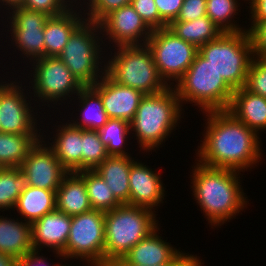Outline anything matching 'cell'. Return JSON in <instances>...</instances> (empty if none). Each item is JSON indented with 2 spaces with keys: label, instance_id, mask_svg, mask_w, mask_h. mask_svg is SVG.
Listing matches in <instances>:
<instances>
[{
  "label": "cell",
  "instance_id": "1",
  "mask_svg": "<svg viewBox=\"0 0 266 266\" xmlns=\"http://www.w3.org/2000/svg\"><path fill=\"white\" fill-rule=\"evenodd\" d=\"M204 113L206 118L208 117L205 119L206 131L204 130V139L202 138L200 141L202 143L196 150L195 160L209 167L240 172L257 166L263 155L260 135L235 118L228 110Z\"/></svg>",
  "mask_w": 266,
  "mask_h": 266
},
{
  "label": "cell",
  "instance_id": "2",
  "mask_svg": "<svg viewBox=\"0 0 266 266\" xmlns=\"http://www.w3.org/2000/svg\"><path fill=\"white\" fill-rule=\"evenodd\" d=\"M195 164L190 187L211 228L229 222L247 208L249 202L240 185V171L209 167L198 161Z\"/></svg>",
  "mask_w": 266,
  "mask_h": 266
},
{
  "label": "cell",
  "instance_id": "3",
  "mask_svg": "<svg viewBox=\"0 0 266 266\" xmlns=\"http://www.w3.org/2000/svg\"><path fill=\"white\" fill-rule=\"evenodd\" d=\"M182 105L173 86L146 94L140 101L134 119L130 122L132 135L140 150L150 152L168 140L182 117Z\"/></svg>",
  "mask_w": 266,
  "mask_h": 266
},
{
  "label": "cell",
  "instance_id": "4",
  "mask_svg": "<svg viewBox=\"0 0 266 266\" xmlns=\"http://www.w3.org/2000/svg\"><path fill=\"white\" fill-rule=\"evenodd\" d=\"M151 209L121 204L105 212L104 266L116 265L129 251L158 226Z\"/></svg>",
  "mask_w": 266,
  "mask_h": 266
},
{
  "label": "cell",
  "instance_id": "5",
  "mask_svg": "<svg viewBox=\"0 0 266 266\" xmlns=\"http://www.w3.org/2000/svg\"><path fill=\"white\" fill-rule=\"evenodd\" d=\"M106 57L105 73L116 83L132 87L144 95L169 87L160 76L151 49L145 45L117 46ZM117 50V51H116Z\"/></svg>",
  "mask_w": 266,
  "mask_h": 266
},
{
  "label": "cell",
  "instance_id": "6",
  "mask_svg": "<svg viewBox=\"0 0 266 266\" xmlns=\"http://www.w3.org/2000/svg\"><path fill=\"white\" fill-rule=\"evenodd\" d=\"M173 86L183 107L188 102L202 112L227 110L234 90L199 53ZM194 103V104H193Z\"/></svg>",
  "mask_w": 266,
  "mask_h": 266
},
{
  "label": "cell",
  "instance_id": "7",
  "mask_svg": "<svg viewBox=\"0 0 266 266\" xmlns=\"http://www.w3.org/2000/svg\"><path fill=\"white\" fill-rule=\"evenodd\" d=\"M101 35L99 23L85 20L58 56L83 86L94 85L105 74L102 52H107L103 48L108 45Z\"/></svg>",
  "mask_w": 266,
  "mask_h": 266
},
{
  "label": "cell",
  "instance_id": "8",
  "mask_svg": "<svg viewBox=\"0 0 266 266\" xmlns=\"http://www.w3.org/2000/svg\"><path fill=\"white\" fill-rule=\"evenodd\" d=\"M198 53L208 60L233 90L245 87L253 59L246 30L223 32L216 40L199 47Z\"/></svg>",
  "mask_w": 266,
  "mask_h": 266
},
{
  "label": "cell",
  "instance_id": "9",
  "mask_svg": "<svg viewBox=\"0 0 266 266\" xmlns=\"http://www.w3.org/2000/svg\"><path fill=\"white\" fill-rule=\"evenodd\" d=\"M30 64V69L33 70H30L32 73L29 72L28 75L33 77L29 78L32 80L29 81L27 87L33 91L30 93L34 97L33 101L38 100L37 104L39 102V105L37 107L48 105L51 109L50 104L52 102L53 105H57V103L62 105L65 103L63 101H68V99H71L72 102L73 97L84 87L58 56H45L32 61ZM73 94L74 96H72Z\"/></svg>",
  "mask_w": 266,
  "mask_h": 266
},
{
  "label": "cell",
  "instance_id": "10",
  "mask_svg": "<svg viewBox=\"0 0 266 266\" xmlns=\"http://www.w3.org/2000/svg\"><path fill=\"white\" fill-rule=\"evenodd\" d=\"M104 250L105 212L92 209L71 216L69 238L61 253L63 258L83 259L88 266H104Z\"/></svg>",
  "mask_w": 266,
  "mask_h": 266
},
{
  "label": "cell",
  "instance_id": "11",
  "mask_svg": "<svg viewBox=\"0 0 266 266\" xmlns=\"http://www.w3.org/2000/svg\"><path fill=\"white\" fill-rule=\"evenodd\" d=\"M147 46L160 76L169 86H174V82L184 75L198 53L195 45L179 38L168 27L153 30Z\"/></svg>",
  "mask_w": 266,
  "mask_h": 266
},
{
  "label": "cell",
  "instance_id": "12",
  "mask_svg": "<svg viewBox=\"0 0 266 266\" xmlns=\"http://www.w3.org/2000/svg\"><path fill=\"white\" fill-rule=\"evenodd\" d=\"M0 81V132L12 134H41L40 126L37 123V113L34 112L36 106H31L33 100L31 90L22 88V82ZM5 83V84H4ZM26 90V94L24 93ZM24 91V92H23ZM28 95V96H27ZM30 101L26 100L29 99ZM33 112V113H32ZM36 114V115H35ZM39 127V129L37 128ZM39 132V133H38Z\"/></svg>",
  "mask_w": 266,
  "mask_h": 266
},
{
  "label": "cell",
  "instance_id": "13",
  "mask_svg": "<svg viewBox=\"0 0 266 266\" xmlns=\"http://www.w3.org/2000/svg\"><path fill=\"white\" fill-rule=\"evenodd\" d=\"M7 13L11 44L24 55L23 60L25 58L31 63L45 57L44 28L50 16L24 7L14 8Z\"/></svg>",
  "mask_w": 266,
  "mask_h": 266
},
{
  "label": "cell",
  "instance_id": "14",
  "mask_svg": "<svg viewBox=\"0 0 266 266\" xmlns=\"http://www.w3.org/2000/svg\"><path fill=\"white\" fill-rule=\"evenodd\" d=\"M99 24L103 41L114 42L112 47L145 45L152 34L131 4L112 11Z\"/></svg>",
  "mask_w": 266,
  "mask_h": 266
},
{
  "label": "cell",
  "instance_id": "15",
  "mask_svg": "<svg viewBox=\"0 0 266 266\" xmlns=\"http://www.w3.org/2000/svg\"><path fill=\"white\" fill-rule=\"evenodd\" d=\"M20 169L28 185L46 190H57L69 173L42 138L29 150Z\"/></svg>",
  "mask_w": 266,
  "mask_h": 266
},
{
  "label": "cell",
  "instance_id": "16",
  "mask_svg": "<svg viewBox=\"0 0 266 266\" xmlns=\"http://www.w3.org/2000/svg\"><path fill=\"white\" fill-rule=\"evenodd\" d=\"M99 95L108 118L131 122L144 94L116 83L106 73L91 86Z\"/></svg>",
  "mask_w": 266,
  "mask_h": 266
},
{
  "label": "cell",
  "instance_id": "17",
  "mask_svg": "<svg viewBox=\"0 0 266 266\" xmlns=\"http://www.w3.org/2000/svg\"><path fill=\"white\" fill-rule=\"evenodd\" d=\"M160 174L155 169L153 171L148 165H144V162L135 160L129 173V204L156 212V208L165 199L166 188L162 183L163 181H161L162 175Z\"/></svg>",
  "mask_w": 266,
  "mask_h": 266
},
{
  "label": "cell",
  "instance_id": "18",
  "mask_svg": "<svg viewBox=\"0 0 266 266\" xmlns=\"http://www.w3.org/2000/svg\"><path fill=\"white\" fill-rule=\"evenodd\" d=\"M71 227V216L54 210L31 224L32 247L39 250L50 248L57 258L63 259L62 252L66 248Z\"/></svg>",
  "mask_w": 266,
  "mask_h": 266
},
{
  "label": "cell",
  "instance_id": "19",
  "mask_svg": "<svg viewBox=\"0 0 266 266\" xmlns=\"http://www.w3.org/2000/svg\"><path fill=\"white\" fill-rule=\"evenodd\" d=\"M157 227L146 238H143L116 264L158 266L171 263L181 252L167 240H163ZM159 231V232H158ZM162 238V239H161Z\"/></svg>",
  "mask_w": 266,
  "mask_h": 266
},
{
  "label": "cell",
  "instance_id": "20",
  "mask_svg": "<svg viewBox=\"0 0 266 266\" xmlns=\"http://www.w3.org/2000/svg\"><path fill=\"white\" fill-rule=\"evenodd\" d=\"M59 123L57 128L54 127L56 129L54 137L52 139L49 137L52 142H49V139L46 140L44 132L42 139L46 141L45 143L53 150L60 164L68 172L82 171V129L74 127L69 121L65 124Z\"/></svg>",
  "mask_w": 266,
  "mask_h": 266
},
{
  "label": "cell",
  "instance_id": "21",
  "mask_svg": "<svg viewBox=\"0 0 266 266\" xmlns=\"http://www.w3.org/2000/svg\"><path fill=\"white\" fill-rule=\"evenodd\" d=\"M78 8L71 7L65 13L49 17L46 21L44 28L45 56H59L72 33L86 20L85 16H82L84 12Z\"/></svg>",
  "mask_w": 266,
  "mask_h": 266
},
{
  "label": "cell",
  "instance_id": "22",
  "mask_svg": "<svg viewBox=\"0 0 266 266\" xmlns=\"http://www.w3.org/2000/svg\"><path fill=\"white\" fill-rule=\"evenodd\" d=\"M227 110L258 135L266 130V98L263 96L245 87L236 89Z\"/></svg>",
  "mask_w": 266,
  "mask_h": 266
},
{
  "label": "cell",
  "instance_id": "23",
  "mask_svg": "<svg viewBox=\"0 0 266 266\" xmlns=\"http://www.w3.org/2000/svg\"><path fill=\"white\" fill-rule=\"evenodd\" d=\"M56 210L68 216L92 210L84 179L77 172H69L57 188Z\"/></svg>",
  "mask_w": 266,
  "mask_h": 266
},
{
  "label": "cell",
  "instance_id": "24",
  "mask_svg": "<svg viewBox=\"0 0 266 266\" xmlns=\"http://www.w3.org/2000/svg\"><path fill=\"white\" fill-rule=\"evenodd\" d=\"M32 250L31 224L0 216V253L18 259Z\"/></svg>",
  "mask_w": 266,
  "mask_h": 266
},
{
  "label": "cell",
  "instance_id": "25",
  "mask_svg": "<svg viewBox=\"0 0 266 266\" xmlns=\"http://www.w3.org/2000/svg\"><path fill=\"white\" fill-rule=\"evenodd\" d=\"M133 159L132 156H108L95 169L121 204H129V173Z\"/></svg>",
  "mask_w": 266,
  "mask_h": 266
},
{
  "label": "cell",
  "instance_id": "26",
  "mask_svg": "<svg viewBox=\"0 0 266 266\" xmlns=\"http://www.w3.org/2000/svg\"><path fill=\"white\" fill-rule=\"evenodd\" d=\"M14 209L25 222L34 223L47 213L56 210V190L28 185L18 197Z\"/></svg>",
  "mask_w": 266,
  "mask_h": 266
},
{
  "label": "cell",
  "instance_id": "27",
  "mask_svg": "<svg viewBox=\"0 0 266 266\" xmlns=\"http://www.w3.org/2000/svg\"><path fill=\"white\" fill-rule=\"evenodd\" d=\"M74 100H78L77 102L80 103H76L78 107L80 106L78 110L76 109V111L80 112L79 116H77L78 118L68 120L71 121L70 123L74 127L98 130L107 123L109 118L103 107L100 95L91 86H84Z\"/></svg>",
  "mask_w": 266,
  "mask_h": 266
},
{
  "label": "cell",
  "instance_id": "28",
  "mask_svg": "<svg viewBox=\"0 0 266 266\" xmlns=\"http://www.w3.org/2000/svg\"><path fill=\"white\" fill-rule=\"evenodd\" d=\"M168 28L179 38L197 48L216 40L223 31L208 17L202 16L192 21H172Z\"/></svg>",
  "mask_w": 266,
  "mask_h": 266
},
{
  "label": "cell",
  "instance_id": "29",
  "mask_svg": "<svg viewBox=\"0 0 266 266\" xmlns=\"http://www.w3.org/2000/svg\"><path fill=\"white\" fill-rule=\"evenodd\" d=\"M42 134H12L0 132V168L20 167L29 150Z\"/></svg>",
  "mask_w": 266,
  "mask_h": 266
},
{
  "label": "cell",
  "instance_id": "30",
  "mask_svg": "<svg viewBox=\"0 0 266 266\" xmlns=\"http://www.w3.org/2000/svg\"><path fill=\"white\" fill-rule=\"evenodd\" d=\"M77 173L84 179L92 209L107 212L121 205L98 172L82 170Z\"/></svg>",
  "mask_w": 266,
  "mask_h": 266
},
{
  "label": "cell",
  "instance_id": "31",
  "mask_svg": "<svg viewBox=\"0 0 266 266\" xmlns=\"http://www.w3.org/2000/svg\"><path fill=\"white\" fill-rule=\"evenodd\" d=\"M97 131L102 143L106 146V151L109 156H131L126 152L128 151L126 141L132 133L130 122L109 118L107 123Z\"/></svg>",
  "mask_w": 266,
  "mask_h": 266
},
{
  "label": "cell",
  "instance_id": "32",
  "mask_svg": "<svg viewBox=\"0 0 266 266\" xmlns=\"http://www.w3.org/2000/svg\"><path fill=\"white\" fill-rule=\"evenodd\" d=\"M28 186L20 167L0 168V211L14 210L22 191Z\"/></svg>",
  "mask_w": 266,
  "mask_h": 266
},
{
  "label": "cell",
  "instance_id": "33",
  "mask_svg": "<svg viewBox=\"0 0 266 266\" xmlns=\"http://www.w3.org/2000/svg\"><path fill=\"white\" fill-rule=\"evenodd\" d=\"M238 1L240 0H206V14L223 32L244 31L245 27H240L233 19L239 13Z\"/></svg>",
  "mask_w": 266,
  "mask_h": 266
},
{
  "label": "cell",
  "instance_id": "34",
  "mask_svg": "<svg viewBox=\"0 0 266 266\" xmlns=\"http://www.w3.org/2000/svg\"><path fill=\"white\" fill-rule=\"evenodd\" d=\"M108 156L98 131L82 129V170H95Z\"/></svg>",
  "mask_w": 266,
  "mask_h": 266
},
{
  "label": "cell",
  "instance_id": "35",
  "mask_svg": "<svg viewBox=\"0 0 266 266\" xmlns=\"http://www.w3.org/2000/svg\"><path fill=\"white\" fill-rule=\"evenodd\" d=\"M81 7L84 11L86 20L100 23L108 14L117 10L125 5L131 4L132 0H87ZM86 11V13H85ZM88 11V12H87ZM87 15V17H86Z\"/></svg>",
  "mask_w": 266,
  "mask_h": 266
},
{
  "label": "cell",
  "instance_id": "36",
  "mask_svg": "<svg viewBox=\"0 0 266 266\" xmlns=\"http://www.w3.org/2000/svg\"><path fill=\"white\" fill-rule=\"evenodd\" d=\"M245 88L266 98V57H253L248 69Z\"/></svg>",
  "mask_w": 266,
  "mask_h": 266
},
{
  "label": "cell",
  "instance_id": "37",
  "mask_svg": "<svg viewBox=\"0 0 266 266\" xmlns=\"http://www.w3.org/2000/svg\"><path fill=\"white\" fill-rule=\"evenodd\" d=\"M131 5L152 31L168 27L159 15L155 0H132Z\"/></svg>",
  "mask_w": 266,
  "mask_h": 266
},
{
  "label": "cell",
  "instance_id": "38",
  "mask_svg": "<svg viewBox=\"0 0 266 266\" xmlns=\"http://www.w3.org/2000/svg\"><path fill=\"white\" fill-rule=\"evenodd\" d=\"M246 32L251 45L253 57H266V20H250Z\"/></svg>",
  "mask_w": 266,
  "mask_h": 266
},
{
  "label": "cell",
  "instance_id": "39",
  "mask_svg": "<svg viewBox=\"0 0 266 266\" xmlns=\"http://www.w3.org/2000/svg\"><path fill=\"white\" fill-rule=\"evenodd\" d=\"M22 7L53 17L65 13L71 6L66 0H24Z\"/></svg>",
  "mask_w": 266,
  "mask_h": 266
},
{
  "label": "cell",
  "instance_id": "40",
  "mask_svg": "<svg viewBox=\"0 0 266 266\" xmlns=\"http://www.w3.org/2000/svg\"><path fill=\"white\" fill-rule=\"evenodd\" d=\"M206 14V0H184L180 13L174 21H192Z\"/></svg>",
  "mask_w": 266,
  "mask_h": 266
},
{
  "label": "cell",
  "instance_id": "41",
  "mask_svg": "<svg viewBox=\"0 0 266 266\" xmlns=\"http://www.w3.org/2000/svg\"><path fill=\"white\" fill-rule=\"evenodd\" d=\"M184 0H155L160 17L169 25L178 17Z\"/></svg>",
  "mask_w": 266,
  "mask_h": 266
},
{
  "label": "cell",
  "instance_id": "42",
  "mask_svg": "<svg viewBox=\"0 0 266 266\" xmlns=\"http://www.w3.org/2000/svg\"><path fill=\"white\" fill-rule=\"evenodd\" d=\"M39 250H32L28 254L24 255L21 258H18L16 261V266H67L66 264H49L48 258H45L43 255H40Z\"/></svg>",
  "mask_w": 266,
  "mask_h": 266
},
{
  "label": "cell",
  "instance_id": "43",
  "mask_svg": "<svg viewBox=\"0 0 266 266\" xmlns=\"http://www.w3.org/2000/svg\"><path fill=\"white\" fill-rule=\"evenodd\" d=\"M197 255L181 252L171 263L158 266H194L200 259ZM114 266H140V265H114Z\"/></svg>",
  "mask_w": 266,
  "mask_h": 266
},
{
  "label": "cell",
  "instance_id": "44",
  "mask_svg": "<svg viewBox=\"0 0 266 266\" xmlns=\"http://www.w3.org/2000/svg\"><path fill=\"white\" fill-rule=\"evenodd\" d=\"M248 7L250 20H266V0H254Z\"/></svg>",
  "mask_w": 266,
  "mask_h": 266
},
{
  "label": "cell",
  "instance_id": "45",
  "mask_svg": "<svg viewBox=\"0 0 266 266\" xmlns=\"http://www.w3.org/2000/svg\"><path fill=\"white\" fill-rule=\"evenodd\" d=\"M23 3H24V0H0V9H2V6H3V8L6 9L5 12L7 14L8 11L14 8L22 7Z\"/></svg>",
  "mask_w": 266,
  "mask_h": 266
},
{
  "label": "cell",
  "instance_id": "46",
  "mask_svg": "<svg viewBox=\"0 0 266 266\" xmlns=\"http://www.w3.org/2000/svg\"><path fill=\"white\" fill-rule=\"evenodd\" d=\"M16 261V258L0 253V266H16Z\"/></svg>",
  "mask_w": 266,
  "mask_h": 266
},
{
  "label": "cell",
  "instance_id": "47",
  "mask_svg": "<svg viewBox=\"0 0 266 266\" xmlns=\"http://www.w3.org/2000/svg\"><path fill=\"white\" fill-rule=\"evenodd\" d=\"M77 1H78V0H66V2H67L71 7H75V6H76V7H77V6H78V7H83V5L85 4V2H87V0H82L83 2H82L81 0H79L81 3H80L79 1H78V2H77ZM75 2H76L77 4H76ZM73 3H74V4H73ZM79 3H80V4H79ZM75 4H76V5H75ZM79 5H80V6H79Z\"/></svg>",
  "mask_w": 266,
  "mask_h": 266
},
{
  "label": "cell",
  "instance_id": "48",
  "mask_svg": "<svg viewBox=\"0 0 266 266\" xmlns=\"http://www.w3.org/2000/svg\"><path fill=\"white\" fill-rule=\"evenodd\" d=\"M194 266H203L202 260H199Z\"/></svg>",
  "mask_w": 266,
  "mask_h": 266
},
{
  "label": "cell",
  "instance_id": "49",
  "mask_svg": "<svg viewBox=\"0 0 266 266\" xmlns=\"http://www.w3.org/2000/svg\"><path fill=\"white\" fill-rule=\"evenodd\" d=\"M246 1H250V2H248V4H249V3L251 4L254 0H246Z\"/></svg>",
  "mask_w": 266,
  "mask_h": 266
}]
</instances>
